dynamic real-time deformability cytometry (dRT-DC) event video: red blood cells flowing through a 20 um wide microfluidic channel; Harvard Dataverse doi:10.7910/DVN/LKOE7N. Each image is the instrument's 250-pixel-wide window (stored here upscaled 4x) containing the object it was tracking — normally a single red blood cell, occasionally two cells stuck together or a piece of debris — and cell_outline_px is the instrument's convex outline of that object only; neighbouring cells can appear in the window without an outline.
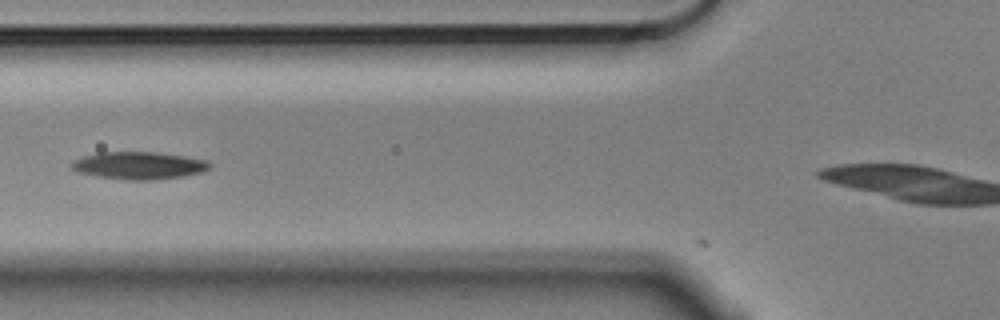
{"species": "Egyptian fruit bat (a non-hibernating species)", "species_latin": "Rousettus aegyptiacus", "temperature_condition": "cold", "stored_images_in_passage": 7, "camera_frame_rate_fps": 3000, "um_per_image_px": 0.085, "animal": {"sex": "male"}, "frame": {"image": 1, "passage_image": 4, "time_ms": 1.0, "image_size_px": [1000, 320], "cell_outline_px": [[212, 168], [204, 172], [184, 176], [152, 180], [124, 180], [100, 176], [80, 172], [72, 168], [68, 164], [72, 160], [96, 152], [156, 152], [184, 156], [208, 160], [212, 164]], "centroid_in_image_um": [11.85, 14.06], "position_along_channel_um": 114.0, "area_um2": 22.31}}